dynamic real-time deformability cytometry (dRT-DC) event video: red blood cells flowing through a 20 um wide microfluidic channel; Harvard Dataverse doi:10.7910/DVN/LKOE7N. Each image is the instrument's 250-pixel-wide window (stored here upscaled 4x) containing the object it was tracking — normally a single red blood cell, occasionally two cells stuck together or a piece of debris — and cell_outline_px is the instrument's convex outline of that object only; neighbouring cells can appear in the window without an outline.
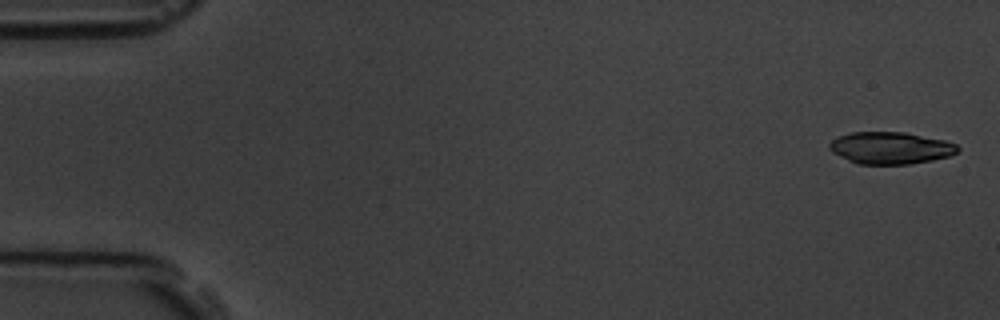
{"species": "common noctule bat (a hibernating species)", "species_latin": "Nyctalus noctula", "temperature_condition": "room temperature", "stored_images_in_passage": 9, "camera_frame_rate_fps": 3000, "um_per_image_px": 0.085, "animal": {"sex": "male", "body_mass_g": 19.5, "forearm_length_mm": 54.6}, "frame": {"image": 1, "passage_image": 1, "time_ms": 0.0, "image_size_px": [1000, 320], "cell_outline_px": [[960, 148], [956, 152], [948, 156], [932, 160], [908, 164], [856, 164], [832, 152], [828, 148], [828, 144], [832, 140], [840, 136], [852, 132], [904, 132], [944, 140], [956, 144]], "centroid_in_image_um": [75.67, 12.58], "position_along_channel_um": 9.3, "area_um2": 23.81}}
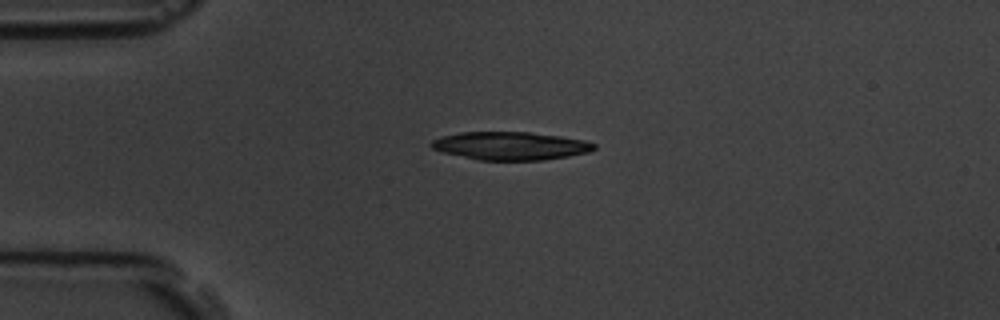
{"frame": {"image": 2, "passage_image": 4, "time_ms": 4.0, "image_size_px": [1000, 320], "cell_outline_px": [[596, 148], [592, 152], [544, 160], [476, 160], [444, 152], [432, 148], [428, 144], [432, 140], [440, 136], [460, 132], [532, 132], [560, 136], [584, 140], [596, 144]], "centroid_in_image_um": [43.39, 12.39], "position_along_channel_um": 41.6, "area_um2": 26.88}}
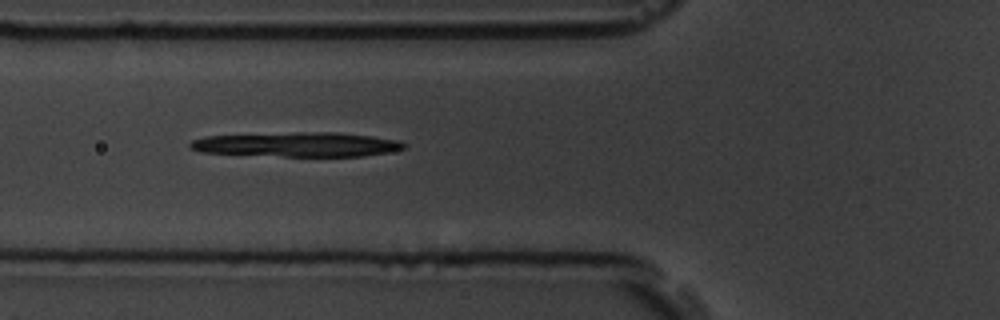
{"frame": {"image": 3, "passage_image": 6, "time_ms": 6.333, "image_size_px": [1000, 320], "cell_outline_px": [[408, 144], [404, 148], [388, 152], [364, 156], [284, 156], [200, 152], [188, 148], [188, 144], [192, 140], [204, 136], [296, 132], [336, 132], [372, 136], [400, 140]], "centroid_in_image_um": [25.26, 12.27], "position_along_channel_um": 100.5, "area_um2": 30.63}}